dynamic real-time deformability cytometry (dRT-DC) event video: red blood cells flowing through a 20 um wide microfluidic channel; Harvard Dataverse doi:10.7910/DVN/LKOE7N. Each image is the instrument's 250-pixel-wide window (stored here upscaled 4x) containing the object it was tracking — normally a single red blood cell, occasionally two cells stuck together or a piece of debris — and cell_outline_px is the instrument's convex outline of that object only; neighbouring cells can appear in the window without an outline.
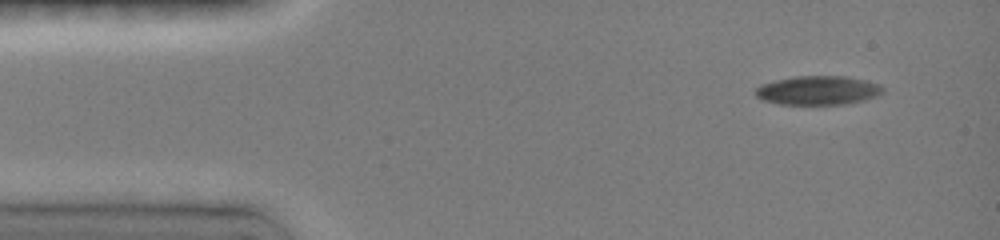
{"species": "common noctule bat (a hibernating species)", "species_latin": "Nyctalus noctula", "temperature_condition": "room temperature", "stored_images_in_passage": 6, "camera_frame_rate_fps": 3000, "um_per_image_px": 0.085, "animal": {"sex": "female", "body_mass_g": 19.0, "forearm_length_mm": 51.5}, "frame": {"image": 1, "passage_image": 1, "time_ms": 0.0, "image_size_px": [1000, 240], "cell_outline_px": [[884, 92], [876, 96], [864, 100], [844, 104], [780, 104], [764, 100], [756, 96], [756, 88], [760, 84], [776, 80], [796, 76], [848, 76], [880, 84], [884, 88]], "centroid_in_image_um": [69.55, 7.67], "position_along_channel_um": 15.4, "area_um2": 21.44}}
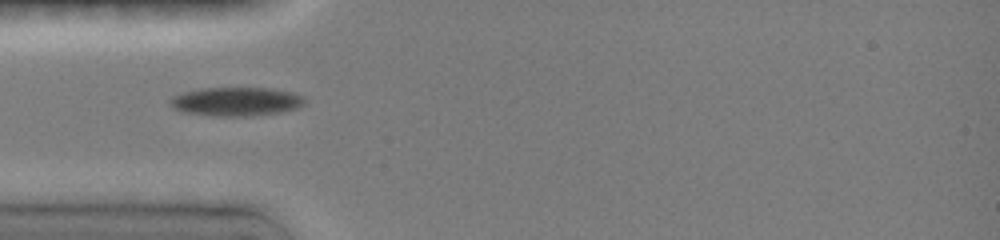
{"frame": {"image": 2, "passage_image": 4, "time_ms": 3.333, "image_size_px": [1000, 240], "cell_outline_px": [[304, 104], [296, 108], [280, 112], [256, 116], [212, 116], [180, 112], [172, 108], [172, 96], [188, 92], [208, 88], [268, 88], [292, 92], [304, 96]], "centroid_in_image_um": [20.1, 8.65], "position_along_channel_um": 64.9, "area_um2": 22.43}}
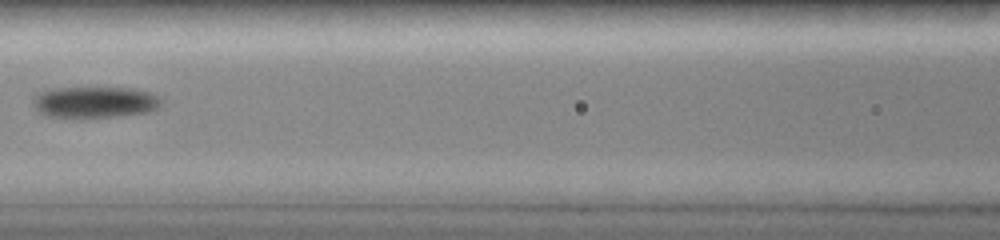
{"frame": {"image": 3, "passage_image": 6, "time_ms": 5.667, "image_size_px": [1000, 240], "cell_outline_px": [[160, 104], [156, 108], [148, 112], [120, 116], [84, 120], [68, 120], [44, 116], [36, 108], [32, 100], [32, 96], [40, 92], [56, 88], [124, 88], [148, 92], [156, 96], [160, 100]], "centroid_in_image_um": [7.94, 8.75], "position_along_channel_um": 158.7, "area_um2": 24.04}}